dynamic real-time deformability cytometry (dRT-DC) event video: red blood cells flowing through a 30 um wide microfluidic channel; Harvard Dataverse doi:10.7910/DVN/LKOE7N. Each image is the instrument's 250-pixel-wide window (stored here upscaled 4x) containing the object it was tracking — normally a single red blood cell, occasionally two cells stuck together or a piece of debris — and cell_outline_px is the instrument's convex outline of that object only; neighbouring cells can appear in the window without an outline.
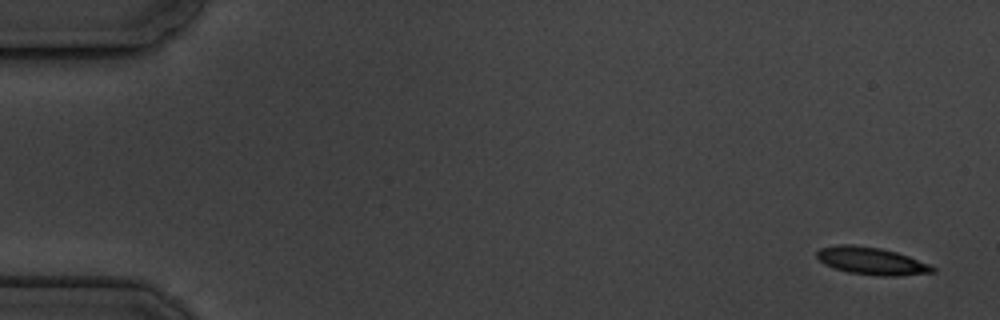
{"species": "common noctule bat (a hibernating species)", "species_latin": "Nyctalus noctula", "temperature_condition": "cold", "stored_images_in_passage": 5, "camera_frame_rate_fps": 3000, "um_per_image_px": 0.085, "animal": {"sex": "male", "body_mass_g": 19.5, "forearm_length_mm": 54.6}, "frame": {"image": 1, "passage_image": 1, "time_ms": 0.0, "image_size_px": [1000, 320], "cell_outline_px": [[936, 272], [900, 276], [880, 276], [848, 272], [824, 264], [816, 256], [816, 252], [820, 248], [840, 244], [852, 244], [880, 248], [896, 252], [908, 256], [928, 264], [936, 268]], "centroid_in_image_um": [74.08, 22.18], "position_along_channel_um": 10.9, "area_um2": 18.44}}
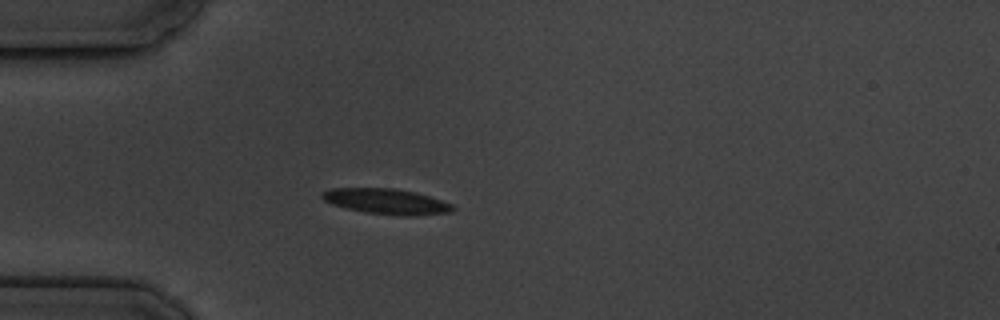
{"frame": {"image": 2, "passage_image": 5, "time_ms": 4.667, "image_size_px": [1000, 320], "cell_outline_px": [[456, 208], [452, 212], [416, 216], [404, 216], [364, 212], [332, 204], [324, 200], [320, 196], [320, 192], [332, 188], [396, 188], [416, 192], [452, 204]], "centroid_in_image_um": [32.85, 17.12], "position_along_channel_um": 52.1, "area_um2": 19.48}}